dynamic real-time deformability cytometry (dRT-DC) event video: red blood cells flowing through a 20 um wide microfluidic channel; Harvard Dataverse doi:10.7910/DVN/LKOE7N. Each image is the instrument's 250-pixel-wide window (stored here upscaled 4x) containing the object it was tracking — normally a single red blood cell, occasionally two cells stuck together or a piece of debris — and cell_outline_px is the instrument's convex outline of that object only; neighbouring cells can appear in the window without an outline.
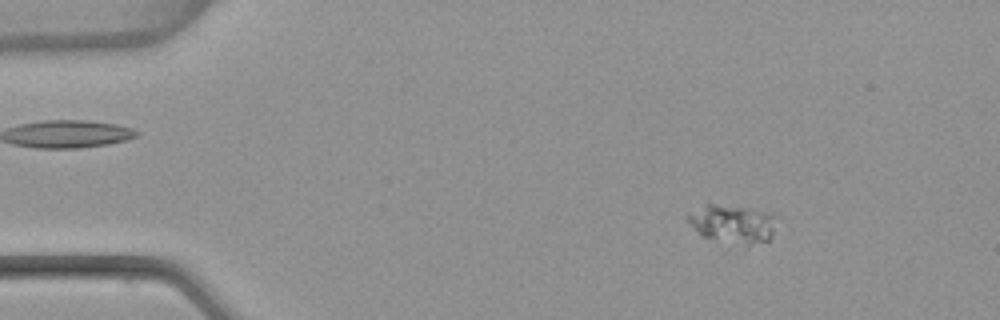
{"species": "common noctule bat (a hibernating species)", "species_latin": "Nyctalus noctula", "temperature_condition": "warm", "stored_images_in_passage": 5, "camera_frame_rate_fps": 3000, "um_per_image_px": 0.085, "animal": {"sex": "female", "body_mass_g": 22.7, "forearm_length_mm": 54.2}, "frame": {"image": 1, "passage_image": 1, "time_ms": 0.0, "image_size_px": [1000, 320], "cell_outline_px": [[784, 220], [772, 236], [768, 240], [748, 244], [704, 236], [684, 216], [688, 212], [704, 204], [716, 204], [772, 212], [780, 216]], "centroid_in_image_um": [62.43, 18.96], "position_along_channel_um": 22.6, "area_um2": 19.83}}
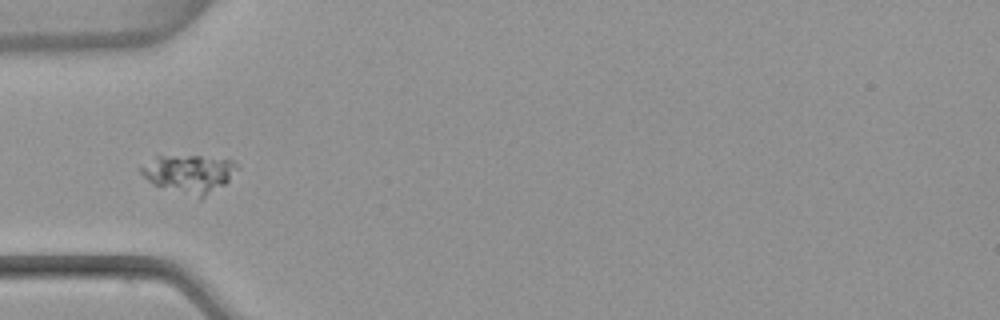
{"frame": {"image": 2, "passage_image": 3, "time_ms": 0.667, "image_size_px": [1000, 320], "cell_outline_px": [[240, 168], [224, 184], [200, 200], [152, 184], [140, 172], [140, 168], [156, 156], [200, 156], [232, 160]], "centroid_in_image_um": [16.09, 14.79], "position_along_channel_um": 68.9, "area_um2": 21.33}}